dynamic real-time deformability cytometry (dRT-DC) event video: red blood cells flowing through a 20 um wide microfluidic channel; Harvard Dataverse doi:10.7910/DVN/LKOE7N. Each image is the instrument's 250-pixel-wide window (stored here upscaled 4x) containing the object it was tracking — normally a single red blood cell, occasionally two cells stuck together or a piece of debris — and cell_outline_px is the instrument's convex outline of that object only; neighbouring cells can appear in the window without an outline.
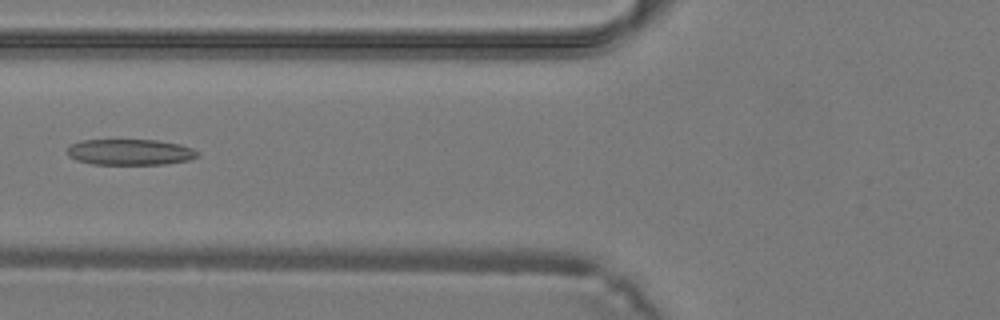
{"species": "common noctule bat (a hibernating species)", "species_latin": "Nyctalus noctula", "temperature_condition": "warm", "stored_images_in_passage": 28, "camera_frame_rate_fps": 3000, "um_per_image_px": 0.085, "animal": {"sex": "male", "body_mass_g": 19.2, "forearm_length_mm": 51.8}, "frame": {"image": 1, "passage_image": 4, "time_ms": 1.0, "image_size_px": [1000, 320], "cell_outline_px": [[200, 156], [188, 160], [164, 164], [92, 164], [76, 160], [68, 156], [68, 148], [72, 144], [84, 140], [156, 140], [180, 144], [192, 148], [200, 152]], "centroid_in_image_um": [11.09, 12.93], "position_along_channel_um": 114.7, "area_um2": 19.65}}
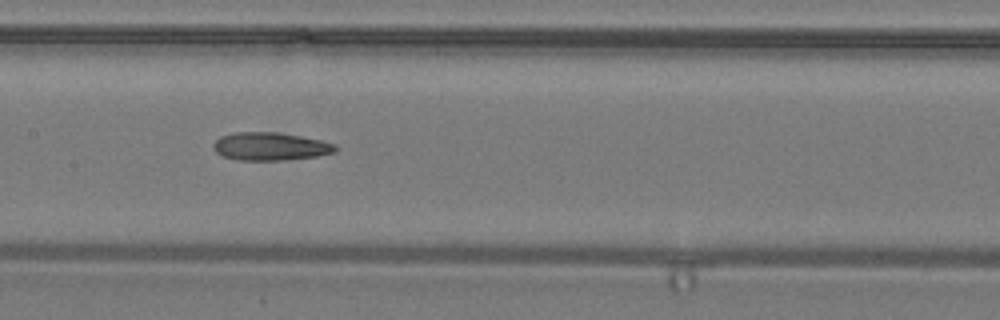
{"frame": {"image": 2, "passage_image": 8, "time_ms": 2.333, "image_size_px": [1000, 320], "cell_outline_px": [[340, 148], [336, 152], [316, 156], [284, 160], [240, 160], [224, 156], [216, 152], [212, 148], [212, 144], [220, 136], [232, 132], [276, 132], [300, 136], [320, 140], [336, 144]], "centroid_in_image_um": [22.98, 12.44], "position_along_channel_um": 184.4, "area_um2": 20.0}}
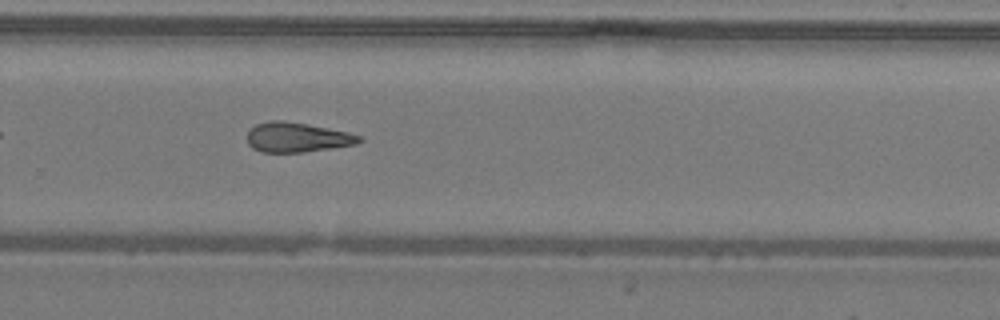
{"frame": {"image": 3, "passage_image": 15, "time_ms": 4.667, "image_size_px": [1000, 320], "cell_outline_px": [[364, 140], [356, 144], [304, 152], [260, 152], [252, 148], [248, 144], [248, 128], [256, 124], [268, 120], [284, 120], [328, 128], [348, 132], [360, 136]], "centroid_in_image_um": [25.21, 11.66], "position_along_channel_um": 304.6, "area_um2": 19.48}}